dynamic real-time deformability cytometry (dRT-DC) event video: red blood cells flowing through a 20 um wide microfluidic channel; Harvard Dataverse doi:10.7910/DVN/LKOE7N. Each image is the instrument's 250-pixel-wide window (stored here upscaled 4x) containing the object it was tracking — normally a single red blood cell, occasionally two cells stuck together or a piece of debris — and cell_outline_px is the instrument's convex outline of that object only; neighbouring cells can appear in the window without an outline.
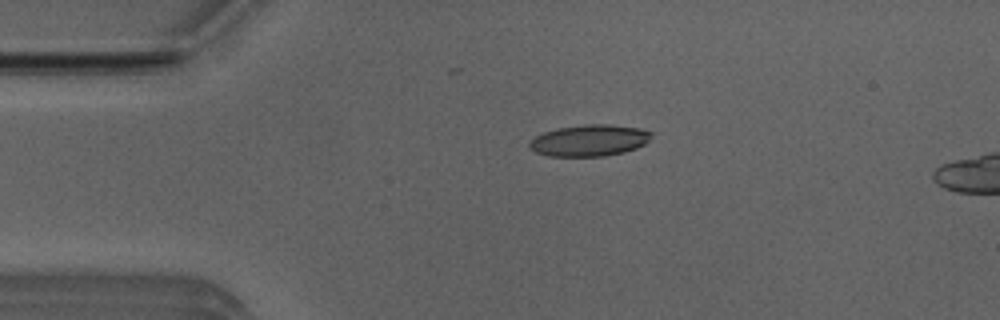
{"species": "Egyptian fruit bat (a non-hibernating species)", "species_latin": "Rousettus aegyptiacus", "temperature_condition": "room temperature", "stored_images_in_passage": 15, "camera_frame_rate_fps": 3000, "um_per_image_px": 0.085, "animal": {"sex": "male"}, "frame": {"image": 1, "passage_image": 11, "time_ms": 3.333, "image_size_px": [1000, 320], "cell_outline_px": [[656, 132], [644, 144], [636, 148], [624, 152], [604, 156], [548, 156], [536, 152], [528, 148], [528, 144], [536, 136], [544, 132], [556, 128], [584, 124], [608, 124], [640, 128]], "centroid_in_image_um": [50.11, 11.93], "position_along_channel_um": 34.9, "area_um2": 22.54}}